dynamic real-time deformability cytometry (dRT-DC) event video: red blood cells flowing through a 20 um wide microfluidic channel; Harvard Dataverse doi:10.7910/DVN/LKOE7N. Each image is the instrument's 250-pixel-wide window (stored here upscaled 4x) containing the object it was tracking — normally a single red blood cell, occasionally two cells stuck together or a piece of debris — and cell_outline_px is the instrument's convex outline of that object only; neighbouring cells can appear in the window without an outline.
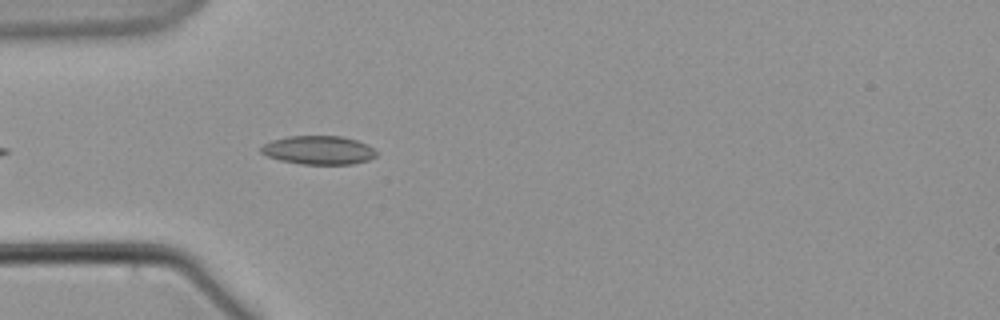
{"species": "common noctule bat (a hibernating species)", "species_latin": "Nyctalus noctula", "temperature_condition": "warm", "stored_images_in_passage": 29, "camera_frame_rate_fps": 3000, "um_per_image_px": 0.085, "animal": {"sex": "male", "body_mass_g": 21.5, "forearm_length_mm": 52.0}, "frame": {"image": 1, "passage_image": 5, "time_ms": 1.333, "image_size_px": [1000, 320], "cell_outline_px": [[376, 156], [368, 160], [352, 164], [300, 164], [280, 160], [268, 156], [260, 152], [260, 148], [264, 144], [272, 140], [288, 136], [344, 136], [368, 144], [376, 152]], "centroid_in_image_um": [27.08, 12.76], "position_along_channel_um": 57.9, "area_um2": 19.25}}